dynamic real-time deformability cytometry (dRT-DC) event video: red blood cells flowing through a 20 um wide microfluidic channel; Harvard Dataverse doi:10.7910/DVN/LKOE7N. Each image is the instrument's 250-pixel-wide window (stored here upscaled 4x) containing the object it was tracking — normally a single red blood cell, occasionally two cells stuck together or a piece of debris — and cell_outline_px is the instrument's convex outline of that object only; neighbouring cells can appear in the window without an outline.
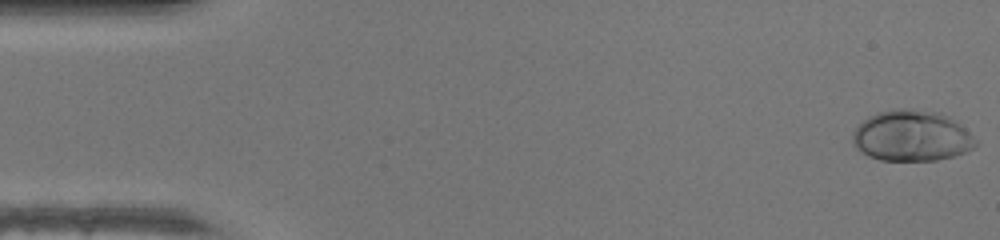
{"species": "human", "species_latin": "Homo sapiens", "temperature_condition": "warm", "stored_images_in_passage": 47, "camera_frame_rate_fps": 3000, "um_per_image_px": 0.085, "donor": {"sex": "female"}, "frame": {"image": 1, "passage_image": 1, "time_ms": 0.0, "image_size_px": [1000, 240], "cell_outline_px": [[980, 144], [976, 148], [952, 156], [936, 160], [880, 160], [868, 156], [856, 148], [852, 144], [852, 132], [868, 116], [876, 112], [900, 108], [912, 108], [940, 112], [948, 116], [964, 128]], "centroid_in_image_um": [77.48, 11.54], "position_along_channel_um": 7.5, "area_um2": 36.65}}
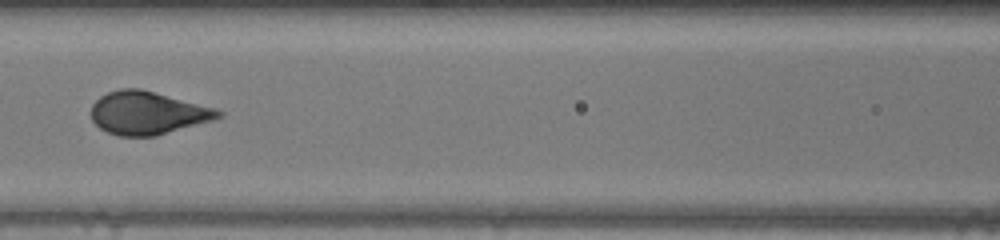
{"frame": {"image": 2, "passage_image": 21, "time_ms": 6.667, "image_size_px": [1000, 240], "cell_outline_px": [[224, 116], [212, 120], [156, 136], [120, 136], [108, 132], [100, 128], [92, 120], [92, 104], [100, 96], [108, 92], [120, 88], [140, 88], [216, 108], [224, 112]], "centroid_in_image_um": [12.56, 9.59], "position_along_channel_um": 154.0, "area_um2": 31.79}}
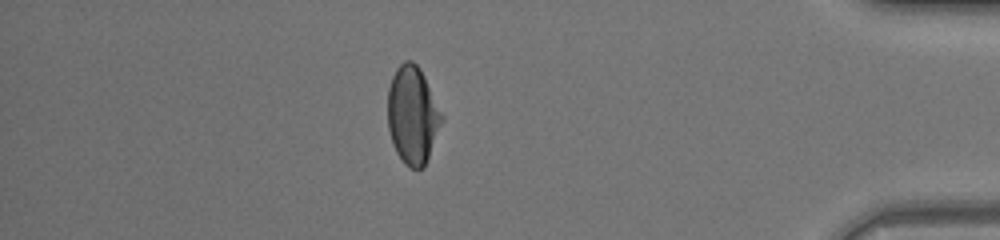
{"frame": {"image": 3, "passage_image": 41, "time_ms": 13.333, "image_size_px": [1000, 240], "cell_outline_px": [[444, 120], [424, 168], [412, 168], [404, 164], [396, 152], [388, 128], [388, 88], [392, 76], [396, 68], [404, 60], [412, 60], [420, 68], [444, 116]], "centroid_in_image_um": [35.08, 9.78], "position_along_channel_um": 400.1, "area_um2": 30.92}, "authors_computed_cell_mechanics": {"area_um2": 32.1368, "velocity_mm_per_s": 4.3616, "shape_relaxation_time_tau1_ms": 3.116, "shape_relaxation_time_tau2_ms": null, "deformation_change_tau1": 0.1993, "deformation_change_tau2": null}}